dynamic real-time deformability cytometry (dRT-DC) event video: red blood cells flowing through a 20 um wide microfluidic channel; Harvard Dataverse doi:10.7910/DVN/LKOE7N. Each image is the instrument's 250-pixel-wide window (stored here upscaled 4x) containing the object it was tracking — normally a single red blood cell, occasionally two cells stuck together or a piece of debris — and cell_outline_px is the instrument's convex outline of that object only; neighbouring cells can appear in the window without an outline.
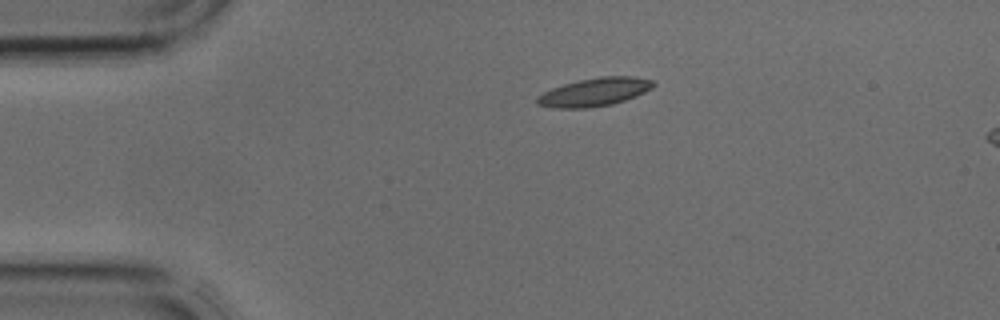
{"species": "common noctule bat (a hibernating species)", "species_latin": "Nyctalus noctula", "temperature_condition": "cold", "stored_images_in_passage": 2, "camera_frame_rate_fps": 3000, "um_per_image_px": 0.085, "animal": {"sex": "male", "body_mass_g": 17.9, "forearm_length_mm": 54.2}, "frame": {"image": 1, "passage_image": 1, "time_ms": 0.0, "image_size_px": [1000, 320], "cell_outline_px": [[656, 84], [652, 88], [636, 96], [612, 104], [588, 108], [556, 108], [536, 104], [536, 96], [552, 88], [564, 84], [580, 80], [600, 76], [632, 76], [652, 80]], "centroid_in_image_um": [50.53, 7.82], "position_along_channel_um": 34.5, "area_um2": 19.07}}